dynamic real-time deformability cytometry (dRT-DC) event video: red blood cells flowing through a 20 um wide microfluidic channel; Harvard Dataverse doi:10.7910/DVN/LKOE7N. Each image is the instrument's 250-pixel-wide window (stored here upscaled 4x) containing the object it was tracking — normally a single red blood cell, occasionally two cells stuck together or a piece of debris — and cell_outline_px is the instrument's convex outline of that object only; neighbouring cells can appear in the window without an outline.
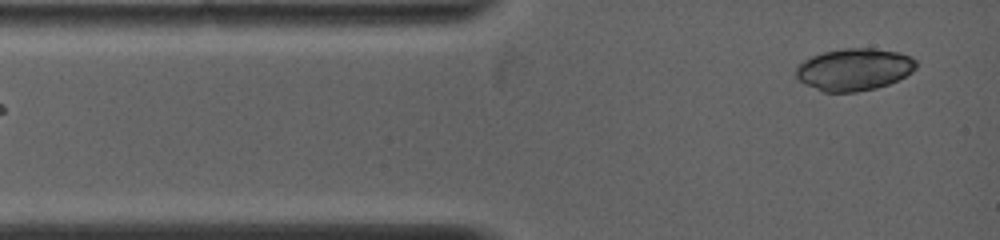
{"species": "common noctule bat (a hibernating species)", "species_latin": "Nyctalus noctula", "temperature_condition": "warm", "stored_images_in_passage": 8, "camera_frame_rate_fps": 5000, "um_per_image_px": 0.085, "animal": {"sex": "female", "body_mass_g": 19.0, "forearm_length_mm": 53.3}, "frame": {"image": 1, "passage_image": 1, "time_ms": 0.0, "image_size_px": [1000, 240], "cell_outline_px": [[916, 68], [912, 72], [888, 84], [876, 88], [856, 92], [824, 92], [804, 84], [796, 76], [796, 68], [804, 60], [812, 56], [824, 52], [844, 48], [872, 48], [900, 52], [912, 56], [916, 60]], "centroid_in_image_um": [72.62, 5.9], "position_along_channel_um": 12.4, "area_um2": 29.48}}
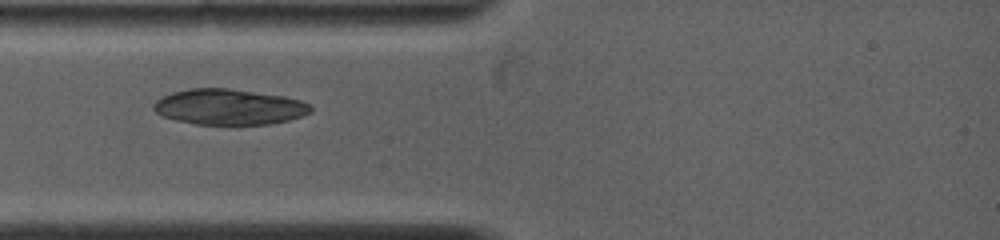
{"frame": {"image": 2, "passage_image": 5, "time_ms": 2.2, "image_size_px": [1000, 240], "cell_outline_px": [[312, 112], [288, 120], [268, 124], [196, 124], [176, 120], [160, 116], [152, 108], [152, 104], [160, 96], [172, 92], [188, 88], [228, 88], [284, 96], [300, 100], [308, 104], [312, 108]], "centroid_in_image_um": [19.4, 9.08], "position_along_channel_um": 65.6, "area_um2": 32.71}}
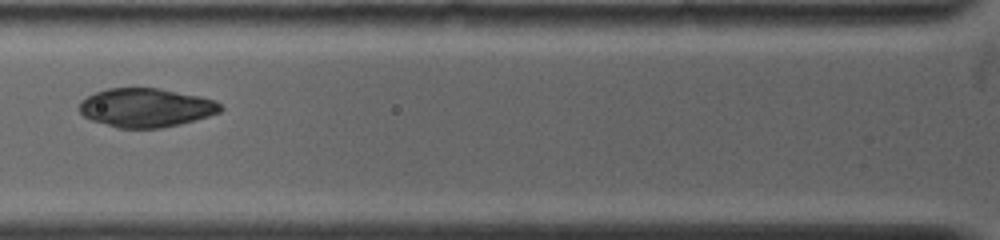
{"frame": {"image": 3, "passage_image": 7, "time_ms": 3.4, "image_size_px": [1000, 240], "cell_outline_px": [[224, 108], [220, 112], [196, 120], [180, 124], [160, 128], [116, 128], [92, 120], [84, 116], [80, 112], [80, 100], [96, 92], [108, 88], [156, 88], [200, 96], [216, 100]], "centroid_in_image_um": [12.42, 9.15], "position_along_channel_um": 113.4, "area_um2": 31.91}}